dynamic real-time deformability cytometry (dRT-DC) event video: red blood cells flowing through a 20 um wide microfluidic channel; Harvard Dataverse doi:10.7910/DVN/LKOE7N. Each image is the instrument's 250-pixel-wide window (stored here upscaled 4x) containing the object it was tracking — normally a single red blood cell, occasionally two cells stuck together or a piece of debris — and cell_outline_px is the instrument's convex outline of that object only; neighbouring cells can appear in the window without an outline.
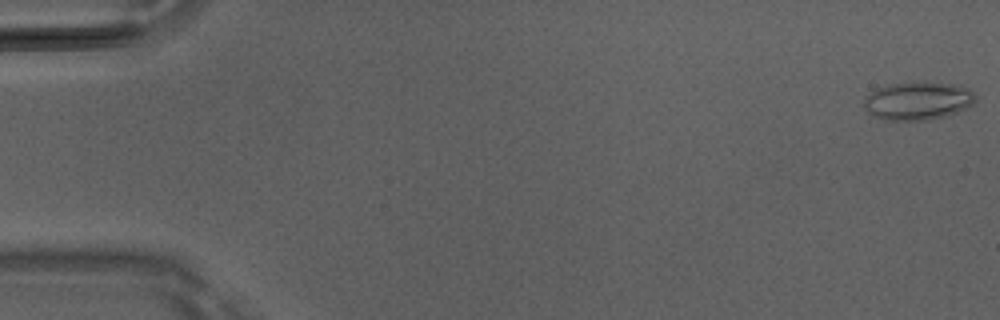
{"species": "Egyptian fruit bat (a non-hibernating species)", "species_latin": "Rousettus aegyptiacus", "temperature_condition": "room temperature", "stored_images_in_passage": 19, "camera_frame_rate_fps": 3000, "um_per_image_px": 0.085, "animal": {"sex": "male"}, "frame": {"image": 1, "passage_image": 1, "time_ms": 0.0, "image_size_px": [1000, 320], "cell_outline_px": [[976, 100], [972, 104], [948, 116], [928, 120], [884, 120], [868, 112], [864, 108], [864, 96], [876, 88], [888, 84], [952, 84], [968, 88], [976, 92]], "centroid_in_image_um": [78.0, 8.6], "position_along_channel_um": 7.0, "area_um2": 24.39}}